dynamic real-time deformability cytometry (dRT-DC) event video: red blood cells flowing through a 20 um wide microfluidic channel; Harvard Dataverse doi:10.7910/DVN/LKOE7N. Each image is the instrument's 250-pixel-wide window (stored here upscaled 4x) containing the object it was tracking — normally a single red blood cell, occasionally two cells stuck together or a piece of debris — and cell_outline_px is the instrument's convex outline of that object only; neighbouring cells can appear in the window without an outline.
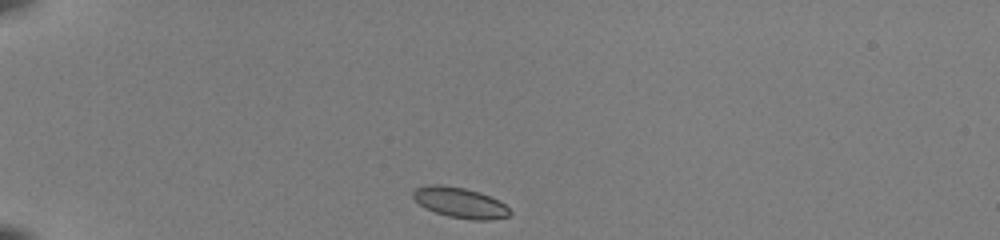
{"species": "common noctule bat (a hibernating species)", "species_latin": "Nyctalus noctula", "temperature_condition": "room temperature", "stored_images_in_passage": 38, "camera_frame_rate_fps": 3000, "um_per_image_px": 0.085, "animal": {"sex": "female", "body_mass_g": 22.0, "forearm_length_mm": 56.7}, "frame": {"image": 1, "passage_image": 1, "time_ms": 0.0, "image_size_px": [1000, 240], "cell_outline_px": [[512, 212], [508, 216], [492, 220], [472, 220], [448, 216], [436, 212], [420, 204], [412, 196], [412, 192], [416, 188], [432, 184], [440, 184], [464, 188], [480, 192], [504, 204]], "centroid_in_image_um": [39.11, 17.23], "position_along_channel_um": 45.9, "area_um2": 16.94}}
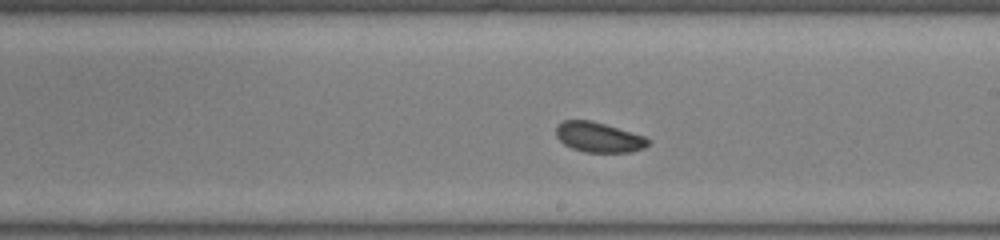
{"frame": {"image": 2, "passage_image": 19, "time_ms": 6.0, "image_size_px": [1000, 240], "cell_outline_px": [[652, 140], [644, 148], [632, 152], [584, 152], [572, 148], [564, 144], [556, 136], [556, 128], [564, 120], [588, 120], [604, 124], [644, 136]], "centroid_in_image_um": [50.9, 11.68], "position_along_channel_um": 238.1, "area_um2": 15.95}}
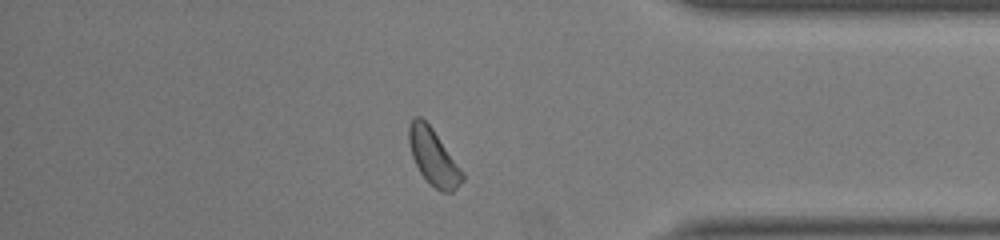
{"frame": {"image": 3, "passage_image": 32, "time_ms": 10.333, "image_size_px": [1000, 240], "cell_outline_px": [[464, 180], [452, 192], [440, 192], [420, 172], [412, 156], [408, 144], [408, 124], [416, 116], [420, 116], [432, 128], [464, 172]], "centroid_in_image_um": [36.84, 13.34], "position_along_channel_um": 398.4, "area_um2": 17.34}, "authors_computed_cell_mechanics": {"area_um2": 16.5886, "velocity_mm_per_s": 3.9857, "shape_relaxation_time_tau1_ms": 3.068, "shape_relaxation_time_tau2_ms": 1.7145, "deformation_change_tau1": 0.0805, "deformation_change_tau2": 0.0427}}